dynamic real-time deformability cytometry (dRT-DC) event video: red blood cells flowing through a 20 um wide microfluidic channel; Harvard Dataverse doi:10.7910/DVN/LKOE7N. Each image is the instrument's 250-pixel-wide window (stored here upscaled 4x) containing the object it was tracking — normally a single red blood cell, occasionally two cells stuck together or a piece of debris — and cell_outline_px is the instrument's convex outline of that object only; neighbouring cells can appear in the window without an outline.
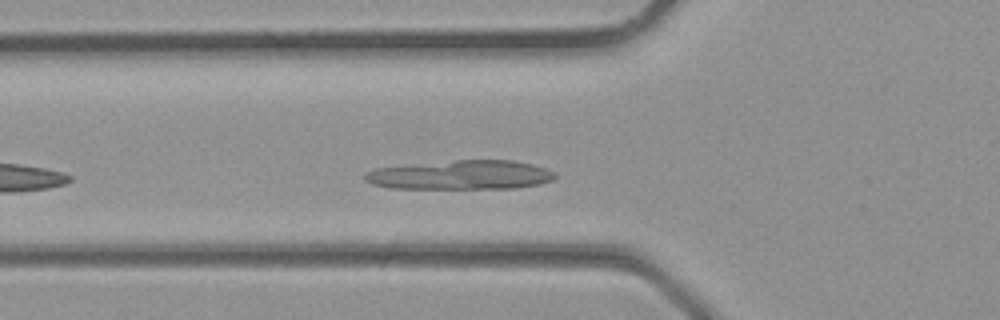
{"species": "common noctule bat (a hibernating species)", "species_latin": "Nyctalus noctula", "temperature_condition": "room temperature", "stored_images_in_passage": 30, "camera_frame_rate_fps": 3000, "um_per_image_px": 0.085, "animal": {"sex": "male", "body_mass_g": 23.1, "forearm_length_mm": 52.7}, "frame": {"image": 1, "passage_image": 9, "time_ms": 2.667, "image_size_px": [1000, 320], "cell_outline_px": [[556, 176], [552, 180], [540, 184], [516, 188], [388, 188], [372, 184], [364, 180], [364, 172], [376, 168], [456, 160], [512, 160], [532, 164], [544, 168], [552, 172]], "centroid_in_image_um": [39.14, 14.87], "position_along_channel_um": 86.7, "area_um2": 32.14}}
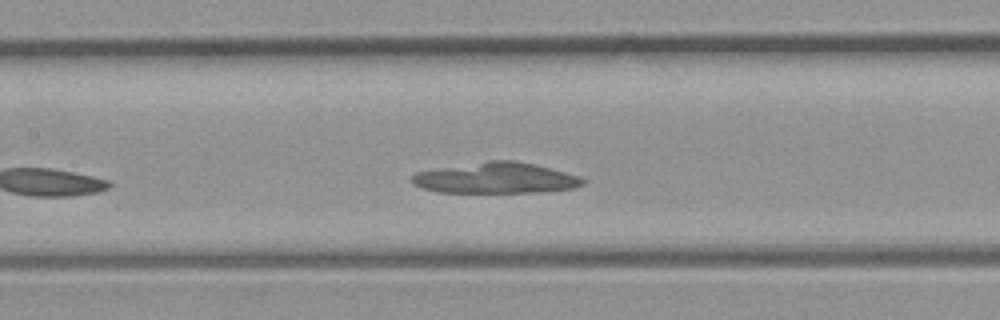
{"frame": {"image": 2, "passage_image": 13, "time_ms": 4.0, "image_size_px": [1000, 320], "cell_outline_px": [[584, 184], [572, 188], [536, 192], [440, 192], [424, 188], [416, 184], [412, 180], [412, 176], [416, 172], [488, 160], [512, 160], [536, 164], [564, 172], [576, 176], [584, 180]], "centroid_in_image_um": [42.15, 15.12], "position_along_channel_um": 165.2, "area_um2": 30.11}}